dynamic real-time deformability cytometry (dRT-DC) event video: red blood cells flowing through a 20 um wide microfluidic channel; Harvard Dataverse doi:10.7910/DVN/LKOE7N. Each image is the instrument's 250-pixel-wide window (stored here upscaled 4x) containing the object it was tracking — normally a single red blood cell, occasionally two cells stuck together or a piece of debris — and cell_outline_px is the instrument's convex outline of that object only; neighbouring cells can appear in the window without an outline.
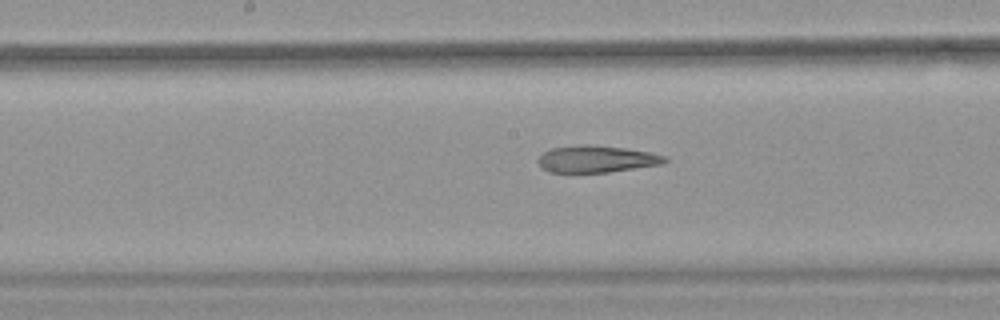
{"species": "common noctule bat (a hibernating species)", "species_latin": "Nyctalus noctula", "temperature_condition": "warm", "stored_images_in_passage": 27, "camera_frame_rate_fps": 3000, "um_per_image_px": 0.085, "animal": {"sex": "female", "body_mass_g": 18.4}, "frame": {"image": 1, "passage_image": 12, "time_ms": 3.667, "image_size_px": [1000, 320], "cell_outline_px": [[668, 160], [660, 164], [608, 172], [548, 172], [536, 160], [544, 152], [552, 148], [580, 144], [592, 144], [624, 148], [648, 152], [664, 156]], "centroid_in_image_um": [50.66, 13.5], "position_along_channel_um": 197.5, "area_um2": 19.59}}